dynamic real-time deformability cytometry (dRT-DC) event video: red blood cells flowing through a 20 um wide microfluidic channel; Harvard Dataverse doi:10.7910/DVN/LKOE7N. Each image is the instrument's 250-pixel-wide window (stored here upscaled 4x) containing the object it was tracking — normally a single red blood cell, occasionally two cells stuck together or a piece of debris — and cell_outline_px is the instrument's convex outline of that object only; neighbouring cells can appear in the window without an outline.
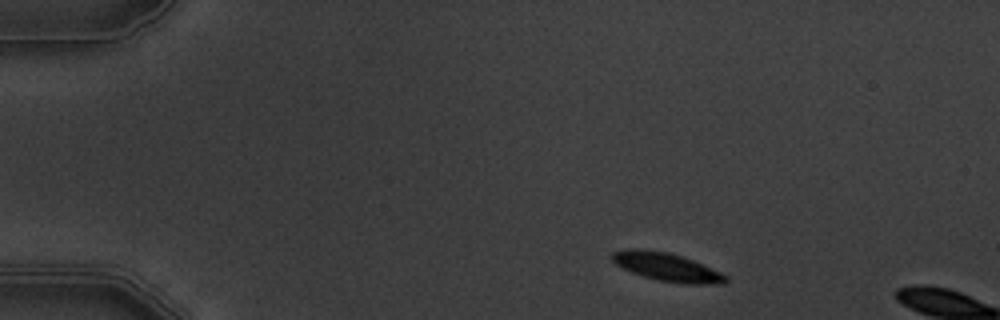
{"species": "common noctule bat (a hibernating species)", "species_latin": "Nyctalus noctula", "temperature_condition": "warm", "stored_images_in_passage": 3, "camera_frame_rate_fps": 3000, "um_per_image_px": 0.085, "animal": {"sex": "male", "body_mass_g": 19.5, "forearm_length_mm": 54.6}, "frame": {"image": 1, "passage_image": 1, "time_ms": 0.0, "image_size_px": [1000, 320], "cell_outline_px": [[728, 280], [724, 284], [684, 284], [656, 280], [632, 272], [616, 264], [612, 260], [612, 252], [624, 248], [644, 248], [668, 252], [692, 260], [720, 272], [728, 276]], "centroid_in_image_um": [56.67, 22.69], "position_along_channel_um": 28.3, "area_um2": 18.79}}